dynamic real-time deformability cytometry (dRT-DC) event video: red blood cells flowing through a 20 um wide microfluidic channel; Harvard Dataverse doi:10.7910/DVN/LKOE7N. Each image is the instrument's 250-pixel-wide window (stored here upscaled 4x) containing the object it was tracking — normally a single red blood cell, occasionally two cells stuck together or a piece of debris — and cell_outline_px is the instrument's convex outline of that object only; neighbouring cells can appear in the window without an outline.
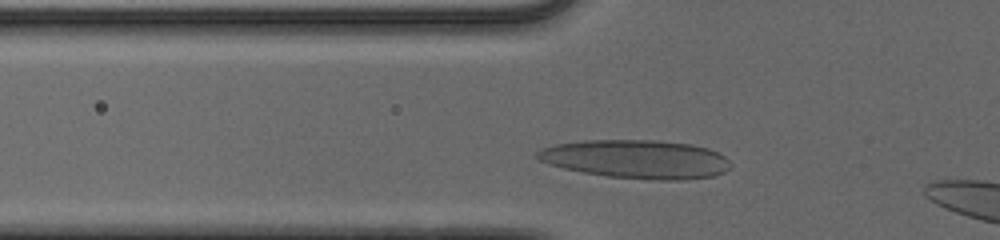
{"species": "human", "species_latin": "Homo sapiens", "temperature_condition": "cold", "stored_images_in_passage": 32, "camera_frame_rate_fps": 3000, "um_per_image_px": 0.085, "donor": {"sex": "male"}, "frame": {"image": 1, "passage_image": 7, "time_ms": 2.0, "image_size_px": [1000, 240], "cell_outline_px": [[728, 168], [724, 172], [716, 176], [680, 180], [652, 180], [608, 176], [580, 172], [548, 164], [540, 160], [536, 156], [536, 152], [544, 148], [556, 144], [584, 140], [656, 140], [692, 144], [708, 148], [724, 156], [728, 160]], "centroid_in_image_um": [54.09, 13.53], "position_along_channel_um": 71.7, "area_um2": 43.41}}
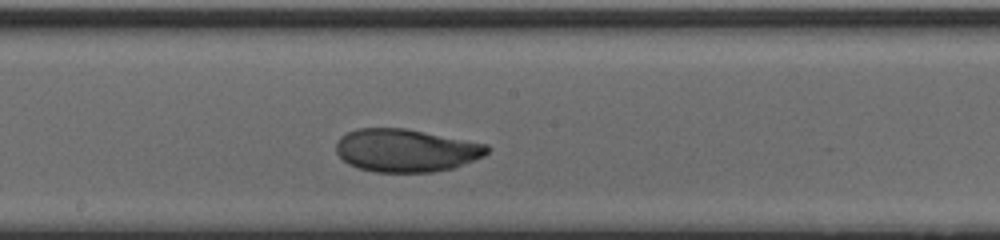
{"frame": {"image": 2, "passage_image": 18, "time_ms": 5.667, "image_size_px": [1000, 240], "cell_outline_px": [[488, 152], [484, 156], [452, 168], [432, 172], [376, 172], [356, 168], [348, 164], [336, 152], [336, 144], [340, 136], [356, 128], [404, 128], [488, 144]], "centroid_in_image_um": [34.48, 12.78], "position_along_channel_um": 213.7, "area_um2": 37.69}}
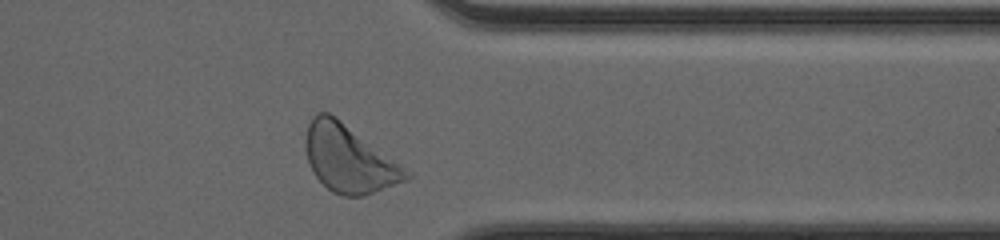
{"frame": {"image": 3, "passage_image": 31, "time_ms": 10.0, "image_size_px": [1000, 240], "cell_outline_px": [[412, 176], [408, 180], [364, 196], [344, 196], [332, 192], [312, 172], [308, 160], [304, 144], [308, 124], [312, 116], [316, 112], [328, 112], [412, 172]], "centroid_in_image_um": [29.66, 13.52], "position_along_channel_um": 381.7, "area_um2": 39.02}, "authors_computed_cell_mechanics": {"area_um2": 38.1191, "velocity_mm_per_s": 3.9263, "shape_relaxation_time_tau1_ms": 3.5242, "shape_relaxation_time_tau2_ms": 4.1822, "deformation_change_tau1": 0.1829, "deformation_change_tau2": 0.0782}}